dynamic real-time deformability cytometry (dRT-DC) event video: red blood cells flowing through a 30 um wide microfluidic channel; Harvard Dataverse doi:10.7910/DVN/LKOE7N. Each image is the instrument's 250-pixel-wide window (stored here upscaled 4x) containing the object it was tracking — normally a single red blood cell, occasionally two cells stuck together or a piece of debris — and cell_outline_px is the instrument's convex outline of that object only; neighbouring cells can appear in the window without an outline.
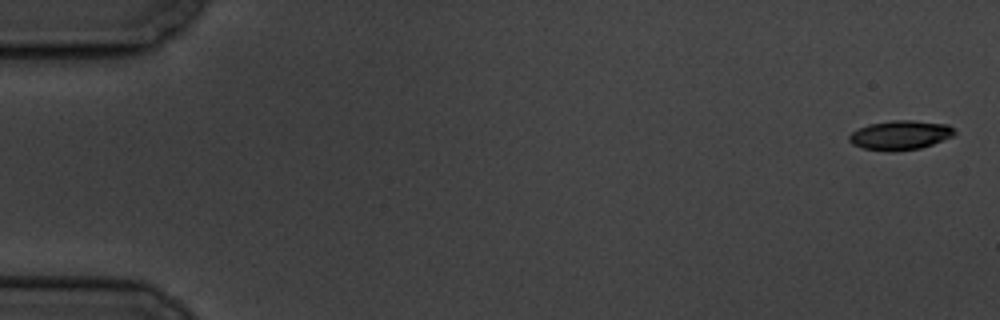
{"species": "common noctule bat (a hibernating species)", "species_latin": "Nyctalus noctula", "temperature_condition": "cold", "stored_images_in_passage": 3, "camera_frame_rate_fps": 3000, "um_per_image_px": 0.085, "animal": {"sex": "male", "body_mass_g": 19.5, "forearm_length_mm": 54.6}, "frame": {"image": 1, "passage_image": 1, "time_ms": 0.0, "image_size_px": [1000, 320], "cell_outline_px": [[956, 132], [952, 136], [932, 144], [920, 148], [896, 152], [884, 152], [864, 148], [852, 144], [848, 140], [848, 136], [852, 132], [868, 124], [892, 120], [912, 120], [948, 124]], "centroid_in_image_um": [76.49, 11.49], "position_along_channel_um": 8.5, "area_um2": 18.09}}